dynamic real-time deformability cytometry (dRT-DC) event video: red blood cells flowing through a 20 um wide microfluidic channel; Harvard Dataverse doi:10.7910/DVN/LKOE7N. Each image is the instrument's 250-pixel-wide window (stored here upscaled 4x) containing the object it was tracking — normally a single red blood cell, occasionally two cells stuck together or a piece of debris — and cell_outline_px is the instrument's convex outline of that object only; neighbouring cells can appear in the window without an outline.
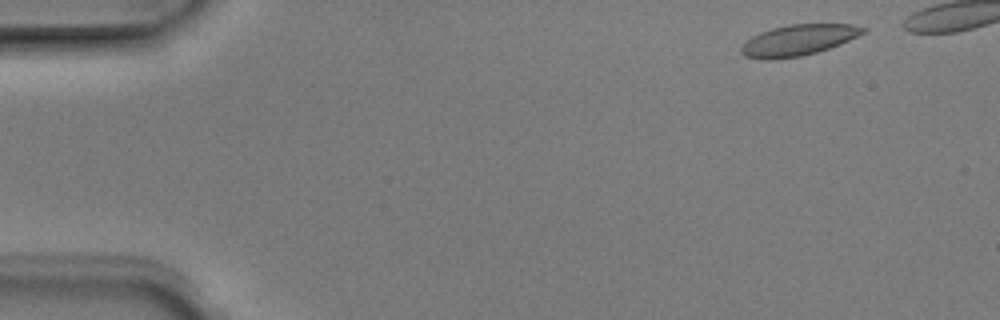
{"species": "Egyptian fruit bat (a non-hibernating species)", "species_latin": "Rousettus aegyptiacus", "temperature_condition": "room temperature", "stored_images_in_passage": 5, "camera_frame_rate_fps": 3000, "um_per_image_px": 0.085, "animal": {"sex": "male"}, "frame": {"image": 1, "passage_image": 1, "time_ms": 0.0, "image_size_px": [1000, 320], "cell_outline_px": [[868, 32], [840, 44], [816, 52], [800, 56], [768, 60], [764, 60], [744, 56], [740, 52], [740, 48], [752, 36], [760, 32], [772, 28], [788, 24], [852, 24], [868, 28]], "centroid_in_image_um": [67.88, 3.4], "position_along_channel_um": 17.1, "area_um2": 22.02}}